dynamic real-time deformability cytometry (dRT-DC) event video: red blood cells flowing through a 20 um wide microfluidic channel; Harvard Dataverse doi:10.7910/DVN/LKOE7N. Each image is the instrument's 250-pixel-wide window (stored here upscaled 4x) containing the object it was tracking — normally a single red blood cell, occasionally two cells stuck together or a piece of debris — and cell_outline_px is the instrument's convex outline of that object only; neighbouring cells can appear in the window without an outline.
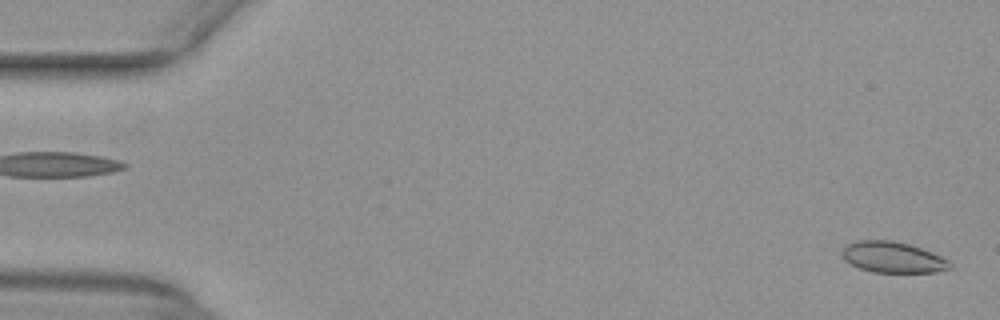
{"species": "common noctule bat (a hibernating species)", "species_latin": "Nyctalus noctula", "temperature_condition": "warm", "stored_images_in_passage": 52, "camera_frame_rate_fps": 3000, "um_per_image_px": 0.085, "animal": {"sex": "female", "body_mass_g": 29.2, "forearm_length_mm": 56.3}, "frame": {"image": 1, "passage_image": 1, "time_ms": 0.0, "image_size_px": [1000, 320], "cell_outline_px": [[952, 268], [936, 272], [872, 272], [848, 264], [840, 256], [840, 248], [844, 244], [856, 240], [892, 240], [908, 244], [932, 252], [948, 260], [952, 264]], "centroid_in_image_um": [75.8, 21.86], "position_along_channel_um": 9.2, "area_um2": 19.83}}
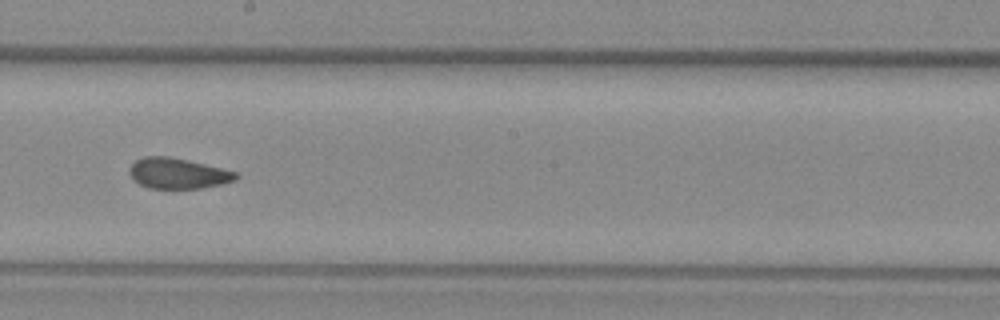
{"frame": {"image": 2, "passage_image": 29, "time_ms": 9.333, "image_size_px": [1000, 320], "cell_outline_px": [[240, 176], [236, 180], [220, 184], [200, 188], [148, 188], [132, 180], [128, 172], [128, 168], [136, 160], [144, 156], [168, 156], [188, 160], [236, 172]], "centroid_in_image_um": [15.07, 14.73], "position_along_channel_um": 233.1, "area_um2": 18.96}}
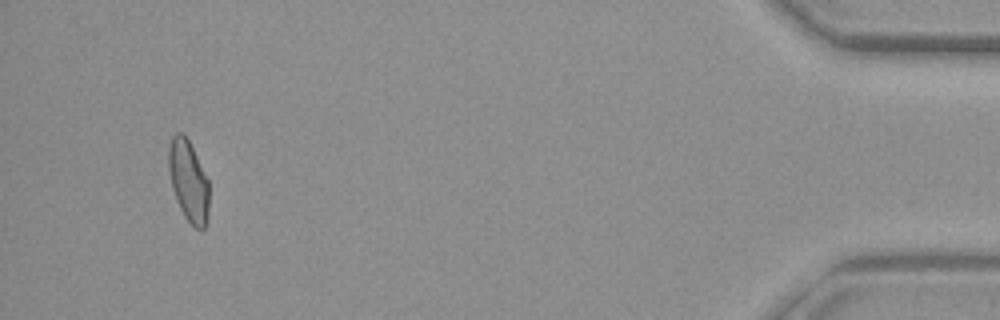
{"frame": {"image": 3, "passage_image": 49, "time_ms": 16.0, "image_size_px": [1000, 320], "cell_outline_px": [[208, 220], [204, 228], [200, 232], [184, 216], [176, 200], [172, 188], [168, 168], [168, 144], [172, 136], [176, 132], [184, 132], [208, 180]], "centroid_in_image_um": [16.0, 15.38], "position_along_channel_um": 419.2, "area_um2": 19.19}, "authors_computed_cell_mechanics": {"area_um2": 19.8543, "velocity_mm_per_s": 3.9809, "shape_relaxation_time_tau1_ms": null, "shape_relaxation_time_tau2_ms": 1.8693, "deformation_change_tau1": null, "deformation_change_tau2": 0.0882}}